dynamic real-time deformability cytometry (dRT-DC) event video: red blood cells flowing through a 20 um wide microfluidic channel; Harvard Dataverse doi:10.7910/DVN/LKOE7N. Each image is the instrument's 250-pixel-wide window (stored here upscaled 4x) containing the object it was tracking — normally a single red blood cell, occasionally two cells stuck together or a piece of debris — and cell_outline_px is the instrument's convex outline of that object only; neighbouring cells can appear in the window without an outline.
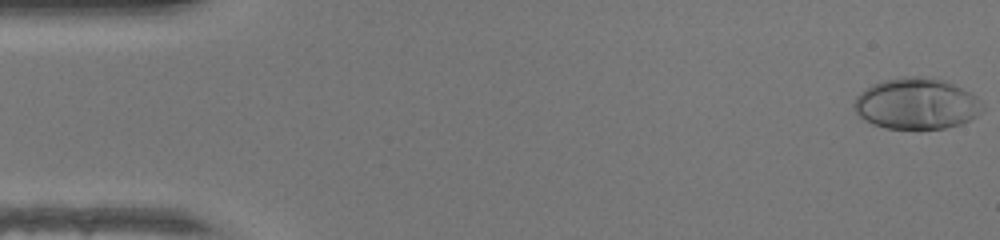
{"species": "human", "species_latin": "Homo sapiens", "temperature_condition": "warm", "stored_images_in_passage": 47, "camera_frame_rate_fps": 3000, "um_per_image_px": 0.085, "donor": {"sex": "female"}, "frame": {"image": 1, "passage_image": 1, "time_ms": 0.0, "image_size_px": [1000, 240], "cell_outline_px": [[984, 112], [960, 124], [944, 128], [884, 128], [872, 124], [864, 120], [852, 108], [852, 104], [856, 96], [860, 92], [872, 84], [884, 80], [904, 76], [920, 76], [944, 80], [976, 96], [980, 100], [984, 108]], "centroid_in_image_um": [77.87, 8.81], "position_along_channel_um": 7.1, "area_um2": 38.26}}
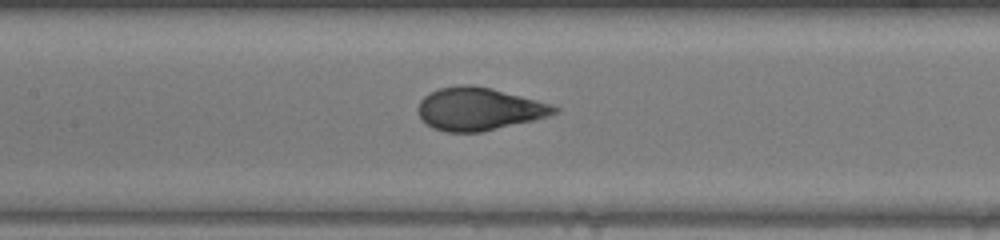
{"frame": {"image": 2, "passage_image": 22, "time_ms": 7.0, "image_size_px": [1000, 240], "cell_outline_px": [[560, 112], [548, 116], [532, 120], [480, 132], [444, 132], [432, 128], [420, 120], [416, 108], [420, 100], [428, 92], [440, 88], [460, 84], [472, 84], [492, 88], [552, 104], [560, 108]], "centroid_in_image_um": [40.66, 9.25], "position_along_channel_um": 166.7, "area_um2": 34.28}}
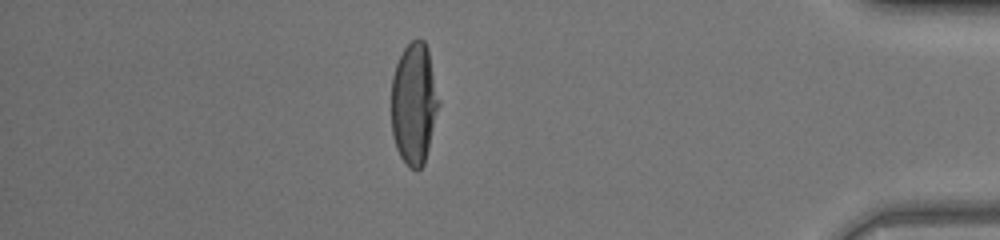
{"frame": {"image": 3, "passage_image": 41, "time_ms": 13.333, "image_size_px": [1000, 240], "cell_outline_px": [[440, 104], [424, 164], [416, 172], [408, 168], [400, 156], [396, 148], [392, 136], [392, 76], [396, 64], [404, 48], [412, 40], [420, 36], [424, 40], [428, 48], [440, 100]], "centroid_in_image_um": [35.2, 8.81], "position_along_channel_um": 400.0, "area_um2": 34.1}, "authors_computed_cell_mechanics": {"area_um2": 34.5644, "velocity_mm_per_s": 4.3961, "shape_relaxation_time_tau1_ms": 4.7582, "shape_relaxation_time_tau2_ms": null, "deformation_change_tau1": 0.2803, "deformation_change_tau2": null}}